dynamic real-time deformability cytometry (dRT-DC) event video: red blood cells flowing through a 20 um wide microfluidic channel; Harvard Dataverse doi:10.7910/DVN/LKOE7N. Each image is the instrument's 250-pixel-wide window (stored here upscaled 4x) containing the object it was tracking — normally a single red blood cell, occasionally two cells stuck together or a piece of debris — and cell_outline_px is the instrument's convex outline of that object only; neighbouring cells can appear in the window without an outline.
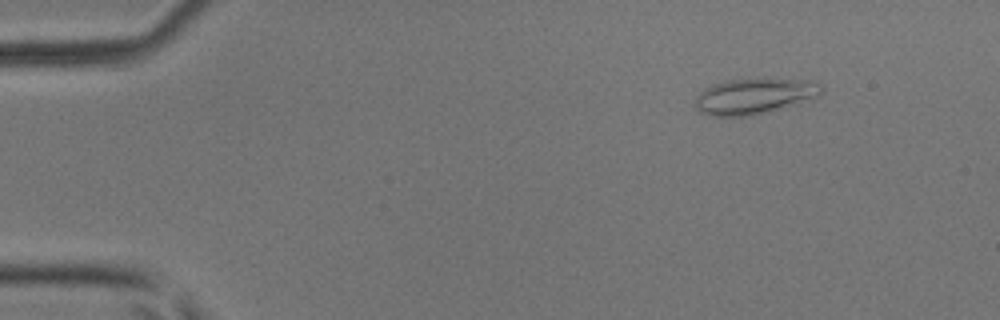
{"species": "common noctule bat (a hibernating species)", "species_latin": "Nyctalus noctula", "temperature_condition": "room temperature", "stored_images_in_passage": 6, "camera_frame_rate_fps": 3000, "um_per_image_px": 0.085, "animal": {"sex": "male", "body_mass_g": 17.9, "forearm_length_mm": 54.2}, "frame": {"image": 1, "passage_image": 1, "time_ms": 0.0, "image_size_px": [1000, 320], "cell_outline_px": [[824, 88], [820, 96], [780, 108], [752, 116], [712, 116], [700, 112], [696, 108], [696, 96], [704, 88], [712, 84], [728, 80], [816, 80]], "centroid_in_image_um": [64.11, 8.19], "position_along_channel_um": 20.9, "area_um2": 25.89}}
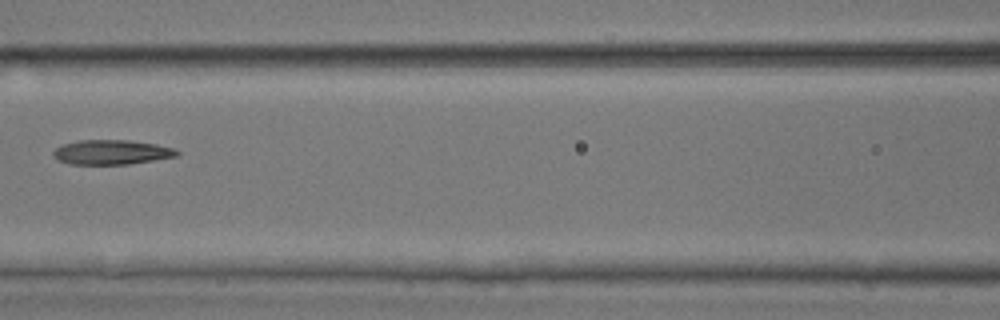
{"frame": {"image": 2, "passage_image": 6, "time_ms": 1.667, "image_size_px": [1000, 320], "cell_outline_px": [[180, 152], [176, 156], [128, 164], [72, 164], [60, 160], [52, 156], [52, 152], [56, 148], [64, 144], [80, 140], [128, 140], [156, 144], [176, 148]], "centroid_in_image_um": [9.5, 12.93], "position_along_channel_um": 157.1, "area_um2": 17.57}}